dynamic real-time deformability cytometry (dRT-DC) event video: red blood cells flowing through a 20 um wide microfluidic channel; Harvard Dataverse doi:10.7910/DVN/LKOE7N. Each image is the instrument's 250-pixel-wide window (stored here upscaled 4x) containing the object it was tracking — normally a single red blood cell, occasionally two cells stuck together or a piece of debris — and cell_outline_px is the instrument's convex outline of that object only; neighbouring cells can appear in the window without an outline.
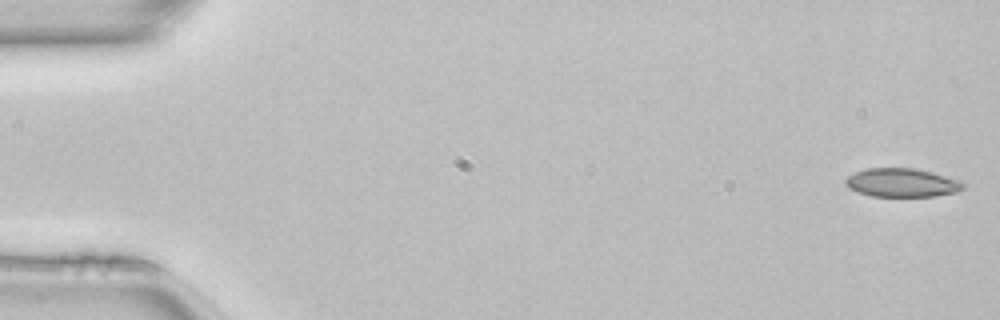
{"species": "common noctule bat (a hibernating species)", "species_latin": "Nyctalus noctula", "temperature_condition": "room temperature", "stored_images_in_passage": 49, "camera_frame_rate_fps": 3000, "um_per_image_px": 0.085, "animal": {"sex": "female", "body_mass_g": 22.7, "forearm_length_mm": 54.2}, "frame": {"image": 1, "passage_image": 1, "time_ms": 0.0, "image_size_px": [1000, 320], "cell_outline_px": [[964, 188], [956, 192], [936, 196], [872, 196], [848, 188], [844, 184], [844, 180], [848, 176], [864, 168], [912, 168], [932, 172], [960, 180], [964, 184]], "centroid_in_image_um": [76.65, 15.52], "position_along_channel_um": 8.3, "area_um2": 19.59}}
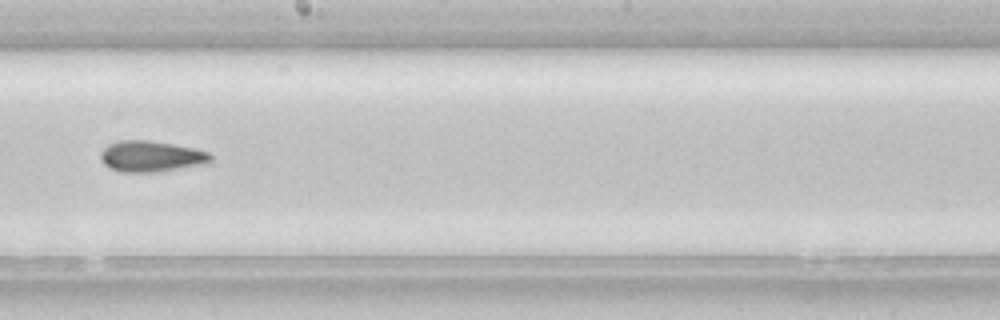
{"frame": {"image": 2, "passage_image": 28, "time_ms": 9.0, "image_size_px": [1000, 320], "cell_outline_px": [[212, 160], [208, 164], [152, 172], [120, 172], [108, 168], [100, 160], [100, 152], [108, 144], [120, 140], [148, 140], [172, 144], [192, 148], [208, 152], [212, 156]], "centroid_in_image_um": [12.81, 13.29], "position_along_channel_um": 235.4, "area_um2": 19.94}}
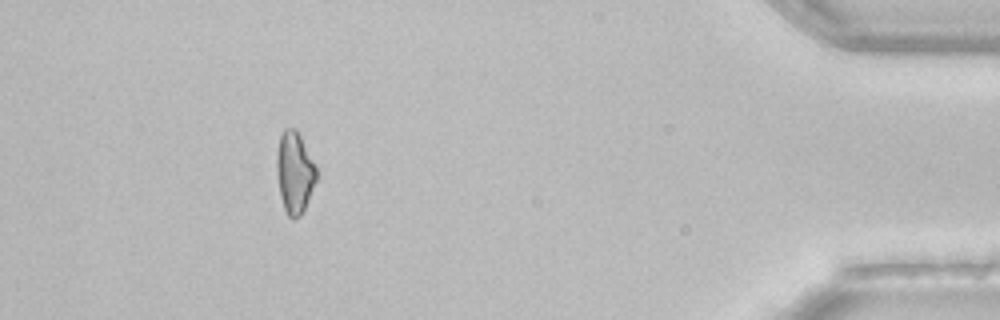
{"frame": {"image": 3, "passage_image": 45, "time_ms": 14.667, "image_size_px": [1000, 320], "cell_outline_px": [[316, 180], [308, 200], [300, 216], [292, 220], [288, 216], [284, 208], [280, 196], [276, 172], [276, 152], [280, 136], [284, 128], [296, 128], [316, 164]], "centroid_in_image_um": [25.02, 14.64], "position_along_channel_um": 410.2, "area_um2": 19.02}}